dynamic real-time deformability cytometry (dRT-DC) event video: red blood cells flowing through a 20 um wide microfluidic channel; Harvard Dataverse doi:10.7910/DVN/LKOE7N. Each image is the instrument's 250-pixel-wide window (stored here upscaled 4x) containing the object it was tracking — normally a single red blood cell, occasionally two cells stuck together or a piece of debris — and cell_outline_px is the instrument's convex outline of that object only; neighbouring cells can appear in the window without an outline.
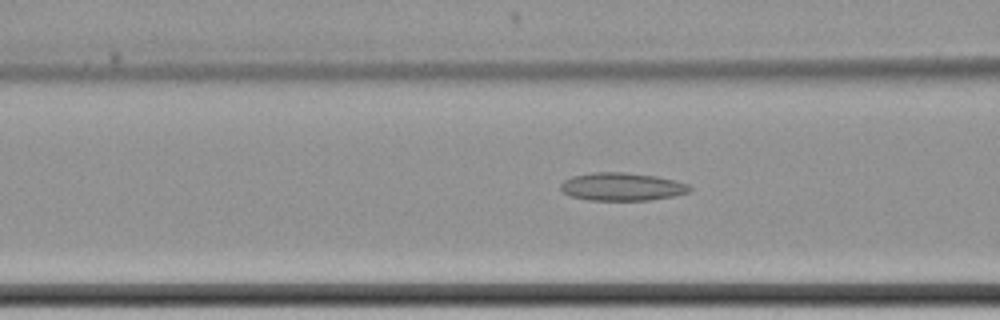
{"species": "common noctule bat (a hibernating species)", "species_latin": "Nyctalus noctula", "temperature_condition": "cold", "stored_images_in_passage": 52, "camera_frame_rate_fps": 3000, "um_per_image_px": 0.085, "animal": {"sex": "female", "body_mass_g": 22.7, "forearm_length_mm": 54.2}, "frame": {"image": 1, "passage_image": 28, "time_ms": 9.0, "image_size_px": [1000, 320], "cell_outline_px": [[692, 188], [688, 192], [676, 196], [648, 200], [588, 200], [568, 196], [560, 188], [560, 184], [564, 180], [572, 176], [592, 172], [624, 172], [656, 176], [688, 184]], "centroid_in_image_um": [52.84, 15.87], "position_along_channel_um": 113.8, "area_um2": 21.1}}
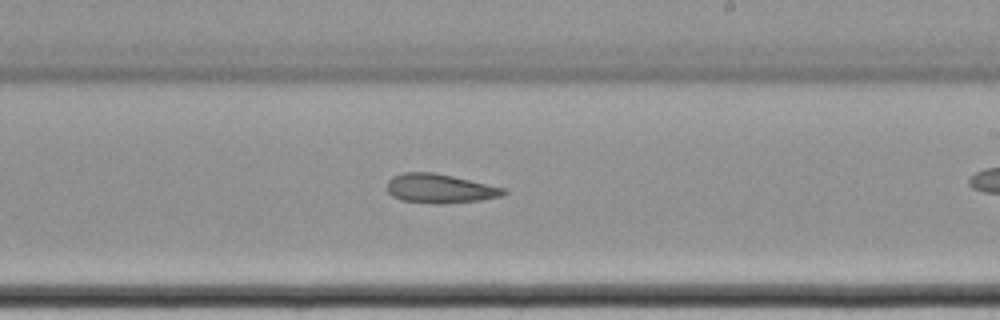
{"frame": {"image": 2, "passage_image": 40, "time_ms": 13.0, "image_size_px": [1000, 320], "cell_outline_px": [[508, 192], [504, 196], [480, 200], [440, 204], [436, 204], [400, 200], [392, 196], [388, 192], [388, 180], [392, 176], [404, 172], [436, 172], [504, 188]], "centroid_in_image_um": [37.38, 16.02], "position_along_channel_um": 251.6, "area_um2": 19.88}}
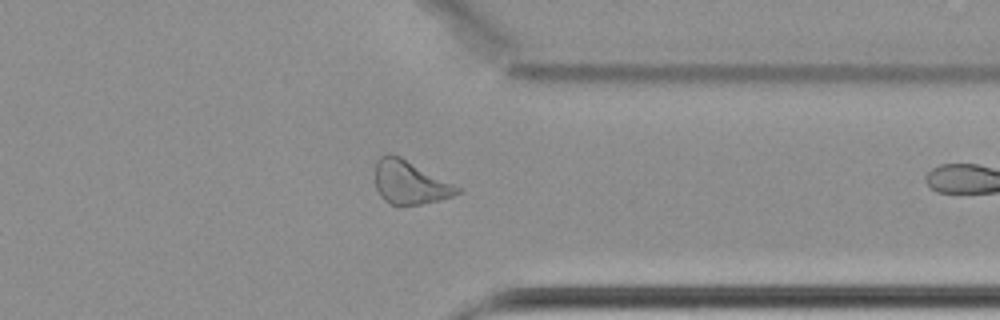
{"frame": {"image": 3, "passage_image": 51, "time_ms": 16.667, "image_size_px": [1000, 320], "cell_outline_px": [[460, 192], [452, 196], [420, 204], [396, 208], [388, 204], [380, 196], [376, 188], [376, 160], [380, 156], [400, 156], [460, 188]], "centroid_in_image_um": [34.79, 15.56], "position_along_channel_um": 376.6, "area_um2": 20.52}}